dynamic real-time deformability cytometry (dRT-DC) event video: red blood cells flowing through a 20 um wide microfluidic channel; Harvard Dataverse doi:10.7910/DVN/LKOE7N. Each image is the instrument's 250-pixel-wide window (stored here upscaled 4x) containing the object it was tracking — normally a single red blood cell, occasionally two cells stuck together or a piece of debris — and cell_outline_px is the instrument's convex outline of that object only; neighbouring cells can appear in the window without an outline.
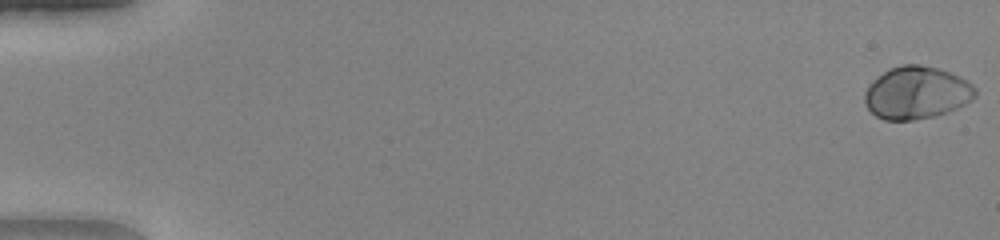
{"species": "human", "species_latin": "Homo sapiens", "temperature_condition": "warm", "stored_images_in_passage": 51, "camera_frame_rate_fps": 3000, "um_per_image_px": 0.085, "donor": {"sex": "female"}, "frame": {"image": 1, "passage_image": 1, "time_ms": 0.0, "image_size_px": [1000, 240], "cell_outline_px": [[976, 96], [972, 100], [948, 112], [932, 116], [912, 120], [884, 120], [876, 116], [868, 108], [864, 100], [864, 92], [888, 68], [904, 64], [920, 64], [936, 68], [960, 76], [968, 80], [976, 88]], "centroid_in_image_um": [77.94, 7.88], "position_along_channel_um": 7.1, "area_um2": 33.64}}
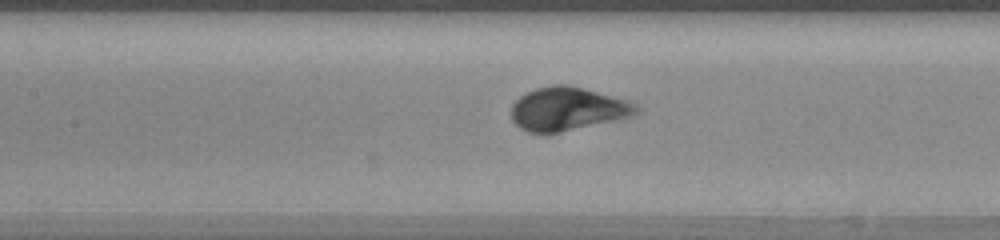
{"frame": {"image": 2, "passage_image": 25, "time_ms": 8.0, "image_size_px": [1000, 240], "cell_outline_px": [[640, 112], [632, 116], [548, 136], [540, 136], [528, 132], [520, 128], [512, 120], [512, 104], [524, 92], [536, 88], [552, 84], [564, 84], [584, 88], [628, 100], [640, 108]], "centroid_in_image_um": [48.21, 9.29], "position_along_channel_um": 159.2, "area_um2": 32.37}}
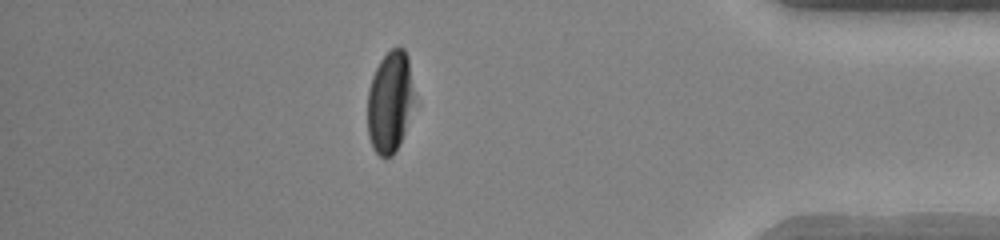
{"frame": {"image": 3, "passage_image": 45, "time_ms": 14.667, "image_size_px": [1000, 240], "cell_outline_px": [[412, 104], [404, 132], [400, 144], [392, 156], [380, 156], [372, 148], [368, 136], [368, 88], [372, 76], [380, 60], [392, 48], [404, 48], [408, 56], [412, 92]], "centroid_in_image_um": [33.1, 8.67], "position_along_channel_um": 402.1, "area_um2": 27.11}, "authors_computed_cell_mechanics": {"area_um2": 32.079, "velocity_mm_per_s": 4.1332, "shape_relaxation_time_tau1_ms": 2.7649, "shape_relaxation_time_tau2_ms": null, "deformation_change_tau1": 0.1999, "deformation_change_tau2": null}}